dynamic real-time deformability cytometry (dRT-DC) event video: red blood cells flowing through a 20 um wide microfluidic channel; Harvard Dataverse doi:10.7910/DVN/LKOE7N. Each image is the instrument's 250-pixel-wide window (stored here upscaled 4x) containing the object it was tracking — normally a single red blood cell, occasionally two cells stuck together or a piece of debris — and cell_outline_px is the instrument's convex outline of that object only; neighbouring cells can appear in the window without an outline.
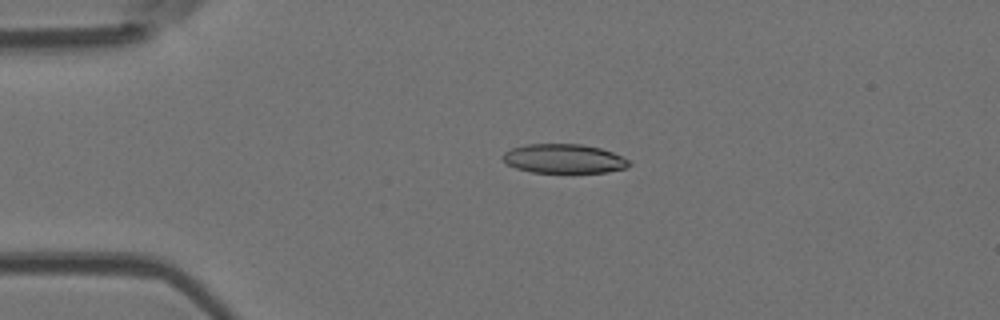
{"species": "Egyptian fruit bat (a non-hibernating species)", "species_latin": "Rousettus aegyptiacus", "temperature_condition": "room temperature", "stored_images_in_passage": 3, "camera_frame_rate_fps": 3000, "um_per_image_px": 0.085, "animal": {"sex": "female"}, "frame": {"image": 1, "passage_image": 2, "time_ms": 1.0, "image_size_px": [1000, 320], "cell_outline_px": [[632, 164], [628, 168], [608, 172], [532, 172], [516, 168], [508, 164], [500, 156], [504, 152], [512, 148], [524, 144], [580, 144], [600, 148], [612, 152], [632, 160]], "centroid_in_image_um": [47.97, 13.48], "position_along_channel_um": 37.0, "area_um2": 21.62}}